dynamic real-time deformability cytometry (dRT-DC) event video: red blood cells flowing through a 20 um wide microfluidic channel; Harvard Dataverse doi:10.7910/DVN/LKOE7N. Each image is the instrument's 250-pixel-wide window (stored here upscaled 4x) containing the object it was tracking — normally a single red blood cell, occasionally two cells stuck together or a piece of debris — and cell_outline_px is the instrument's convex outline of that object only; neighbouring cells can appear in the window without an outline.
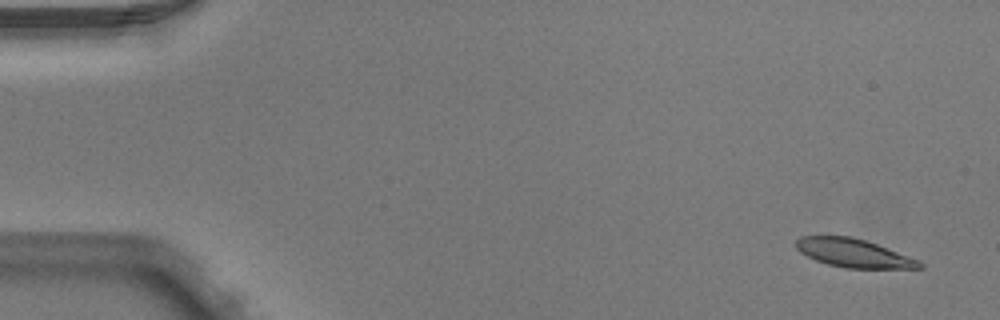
{"species": "Egyptian fruit bat (a non-hibernating species)", "species_latin": "Rousettus aegyptiacus", "temperature_condition": "warm", "stored_images_in_passage": 5, "camera_frame_rate_fps": 3000, "um_per_image_px": 0.085, "animal": {"sex": "male"}, "frame": {"image": 1, "passage_image": 1, "time_ms": 0.0, "image_size_px": [1000, 320], "cell_outline_px": [[924, 268], [844, 268], [828, 264], [816, 260], [800, 252], [796, 248], [796, 240], [800, 236], [852, 236], [876, 244], [920, 260], [924, 264]], "centroid_in_image_um": [72.56, 21.51], "position_along_channel_um": 12.4, "area_um2": 20.35}}
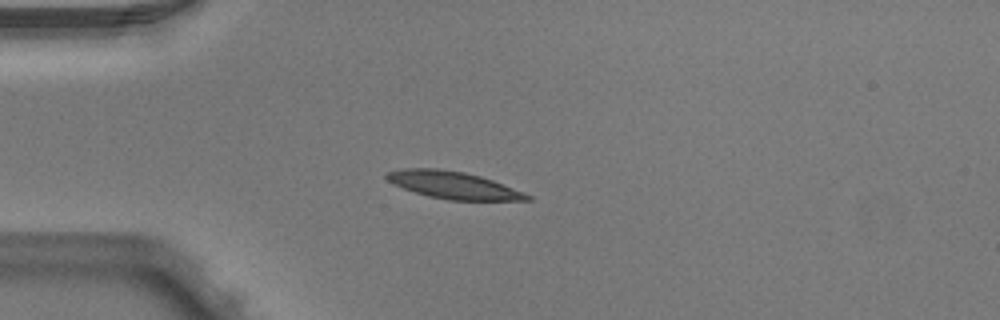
{"frame": {"image": 2, "passage_image": 4, "time_ms": 1.0, "image_size_px": [1000, 320], "cell_outline_px": [[532, 200], [448, 200], [428, 196], [392, 184], [384, 176], [388, 172], [404, 168], [436, 168], [464, 172], [480, 176], [492, 180], [524, 192], [532, 196]], "centroid_in_image_um": [38.53, 15.73], "position_along_channel_um": 46.5, "area_um2": 22.14}}